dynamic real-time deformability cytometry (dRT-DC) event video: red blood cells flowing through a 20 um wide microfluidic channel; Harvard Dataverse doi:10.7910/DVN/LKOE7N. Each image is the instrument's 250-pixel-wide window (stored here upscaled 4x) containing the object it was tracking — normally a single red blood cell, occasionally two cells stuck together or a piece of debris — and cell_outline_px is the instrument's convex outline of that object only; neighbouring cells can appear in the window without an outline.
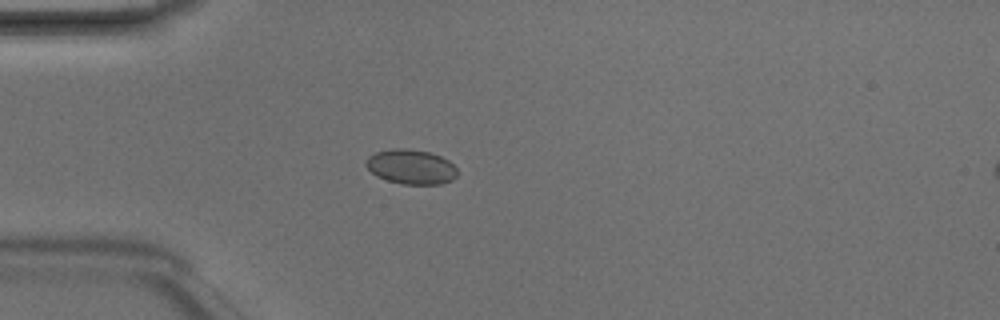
{"species": "Egyptian fruit bat (a non-hibernating species)", "species_latin": "Rousettus aegyptiacus", "temperature_condition": "room temperature", "stored_images_in_passage": 4, "camera_frame_rate_fps": 3000, "um_per_image_px": 0.085, "animal": {"sex": "male"}, "frame": {"image": 1, "passage_image": 4, "time_ms": 1.0, "image_size_px": [1000, 320], "cell_outline_px": [[456, 176], [452, 180], [440, 184], [400, 184], [376, 176], [364, 164], [368, 156], [376, 152], [392, 148], [404, 148], [428, 152], [440, 156], [448, 160], [456, 168]], "centroid_in_image_um": [34.91, 14.18], "position_along_channel_um": 50.1, "area_um2": 18.38}}